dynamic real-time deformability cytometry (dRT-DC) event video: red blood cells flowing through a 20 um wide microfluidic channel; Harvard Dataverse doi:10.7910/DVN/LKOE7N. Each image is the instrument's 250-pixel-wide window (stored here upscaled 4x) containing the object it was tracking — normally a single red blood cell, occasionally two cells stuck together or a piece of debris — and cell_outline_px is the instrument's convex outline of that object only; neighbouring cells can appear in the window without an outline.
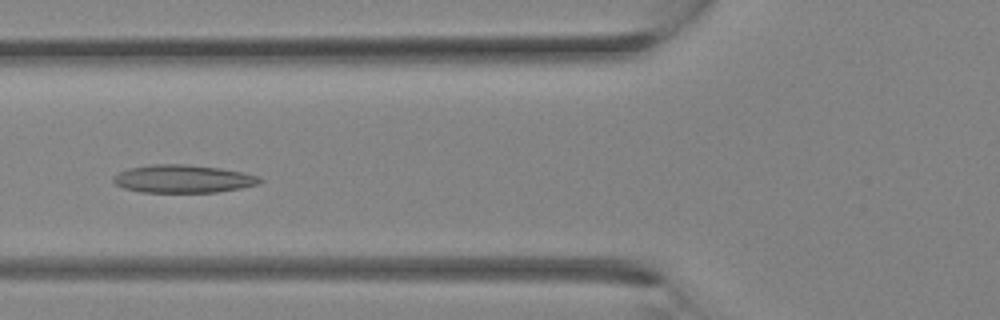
{"species": "Egyptian fruit bat (a non-hibernating species)", "species_latin": "Rousettus aegyptiacus", "temperature_condition": "room temperature", "stored_images_in_passage": 33, "segment_of_instrument_passage": [1, 2], "camera_frame_rate_fps": 3000, "um_per_image_px": 0.085, "animal": {"sex": "female"}, "frame": {"image": 1, "passage_image": 13, "time_ms": 4.0, "image_size_px": [1000, 320], "cell_outline_px": [[264, 180], [260, 184], [240, 188], [216, 192], [140, 192], [124, 188], [116, 184], [112, 180], [112, 176], [128, 168], [152, 164], [188, 164], [220, 168], [244, 172], [260, 176]], "centroid_in_image_um": [15.58, 15.19], "position_along_channel_um": 110.2, "area_um2": 24.04}}
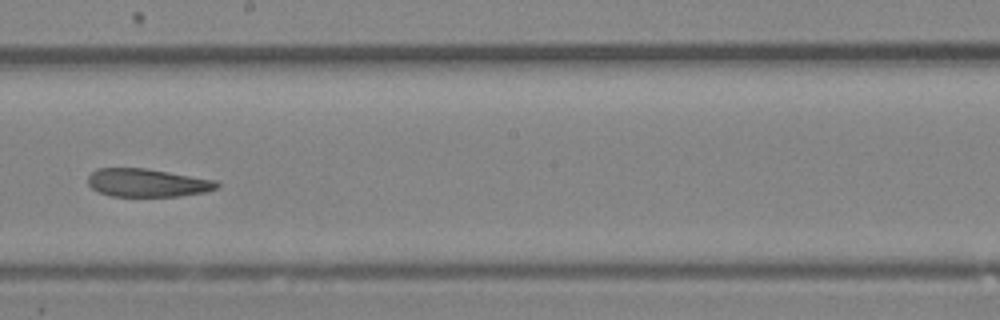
{"frame": {"image": 2, "passage_image": 19, "time_ms": 6.0, "image_size_px": [1000, 320], "cell_outline_px": [[220, 184], [216, 188], [204, 192], [180, 196], [112, 196], [100, 192], [92, 188], [88, 184], [88, 176], [96, 168], [148, 168], [216, 180]], "centroid_in_image_um": [12.52, 15.53], "position_along_channel_um": 235.7, "area_um2": 21.15}}
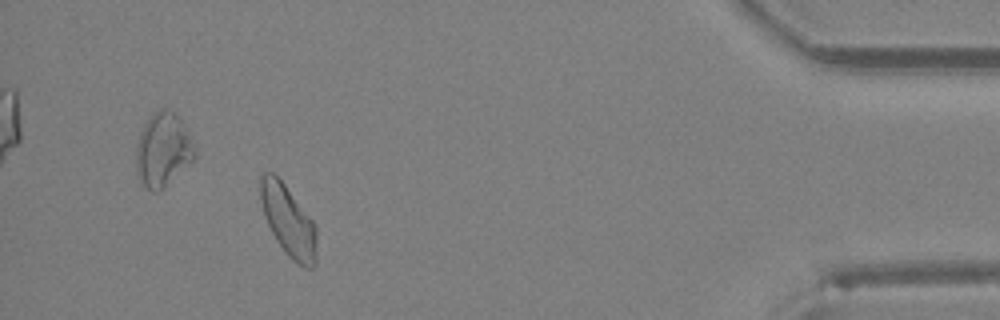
{"frame": {"image": 3, "passage_image": 30, "time_ms": 9.667, "image_size_px": [1000, 320], "cell_outline_px": [[316, 264], [312, 268], [304, 268], [296, 264], [288, 256], [276, 240], [264, 216], [260, 200], [260, 176], [264, 172], [272, 172], [284, 184], [312, 220], [316, 228]], "centroid_in_image_um": [24.5, 18.81], "position_along_channel_um": 410.7, "area_um2": 23.12}}